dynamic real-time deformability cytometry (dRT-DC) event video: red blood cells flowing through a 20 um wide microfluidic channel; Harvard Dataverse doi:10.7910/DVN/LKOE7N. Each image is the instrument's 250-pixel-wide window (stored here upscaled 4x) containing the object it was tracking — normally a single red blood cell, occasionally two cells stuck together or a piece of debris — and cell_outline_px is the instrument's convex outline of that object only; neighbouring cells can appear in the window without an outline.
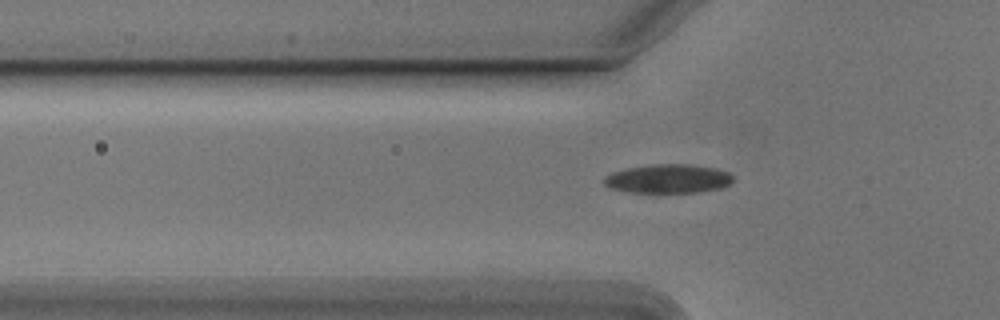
{"species": "Egyptian fruit bat (a non-hibernating species)", "species_latin": "Rousettus aegyptiacus", "temperature_condition": "cold", "stored_images_in_passage": 28, "camera_frame_rate_fps": 3000, "um_per_image_px": 0.085, "animal": {"sex": "male"}, "frame": {"image": 1, "passage_image": 5, "time_ms": 1.333, "image_size_px": [1000, 320], "cell_outline_px": [[732, 180], [728, 184], [720, 188], [700, 192], [628, 192], [612, 188], [604, 184], [604, 176], [612, 172], [628, 168], [652, 164], [688, 164], [716, 168], [728, 172], [732, 176]], "centroid_in_image_um": [56.78, 15.18], "position_along_channel_um": 69.0, "area_um2": 21.56}}
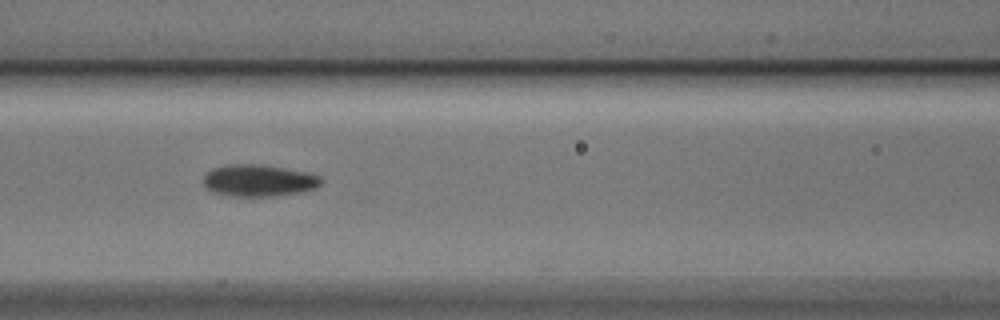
{"frame": {"image": 2, "passage_image": 11, "time_ms": 3.333, "image_size_px": [1000, 320], "cell_outline_px": [[324, 180], [316, 188], [300, 192], [272, 196], [228, 196], [212, 192], [204, 188], [204, 176], [212, 168], [228, 164], [260, 164], [304, 172], [320, 176]], "centroid_in_image_um": [21.95, 15.35], "position_along_channel_um": 144.6, "area_um2": 21.85}}
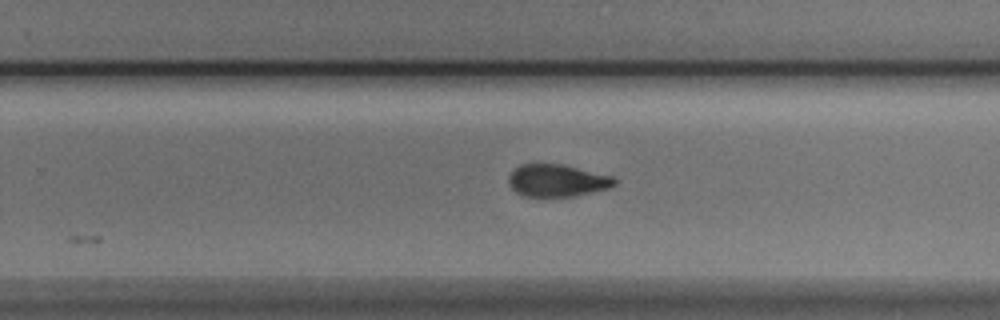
{"frame": {"image": 3, "passage_image": 22, "time_ms": 7.0, "image_size_px": [1000, 320], "cell_outline_px": [[616, 184], [612, 188], [576, 196], [524, 196], [516, 192], [512, 188], [508, 180], [508, 176], [520, 164], [560, 164], [612, 176], [616, 180]], "centroid_in_image_um": [47.38, 15.35], "position_along_channel_um": 282.4, "area_um2": 19.83}}